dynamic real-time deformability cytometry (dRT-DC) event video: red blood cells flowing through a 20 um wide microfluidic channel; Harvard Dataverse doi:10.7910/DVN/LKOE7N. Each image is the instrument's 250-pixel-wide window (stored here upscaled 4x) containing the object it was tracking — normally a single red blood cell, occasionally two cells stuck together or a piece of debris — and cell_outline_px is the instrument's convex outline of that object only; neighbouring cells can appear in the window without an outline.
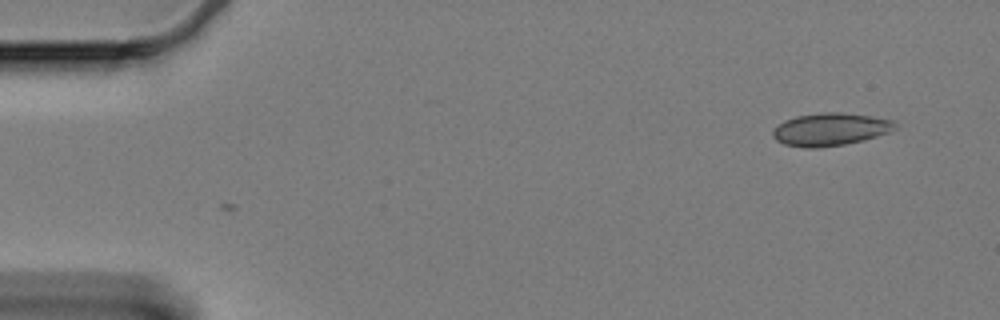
{"species": "Egyptian fruit bat (a non-hibernating species)", "species_latin": "Rousettus aegyptiacus", "temperature_condition": "cold", "stored_images_in_passage": 48, "camera_frame_rate_fps": 3000, "um_per_image_px": 0.085, "animal": {"sex": "female"}, "frame": {"image": 1, "passage_image": 1, "time_ms": 0.0, "image_size_px": [1000, 320], "cell_outline_px": [[896, 128], [888, 132], [864, 140], [844, 144], [816, 148], [804, 148], [784, 144], [776, 140], [772, 136], [772, 128], [784, 120], [796, 116], [824, 112], [840, 112], [872, 116], [896, 120]], "centroid_in_image_um": [70.55, 10.99], "position_along_channel_um": 14.4, "area_um2": 23.47}}
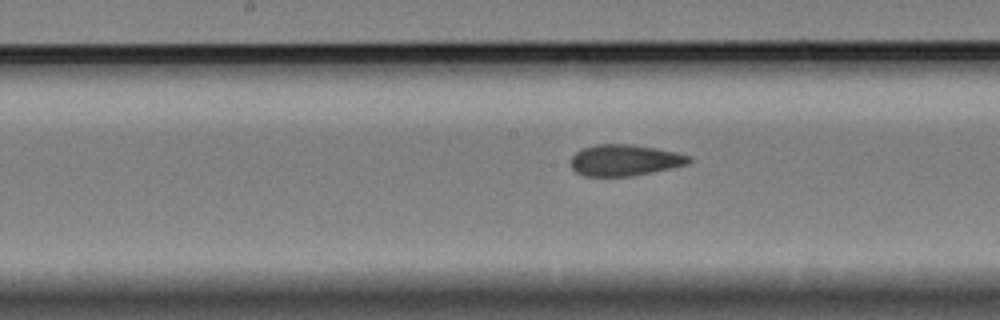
{"frame": {"image": 2, "passage_image": 27, "time_ms": 8.667, "image_size_px": [1000, 320], "cell_outline_px": [[692, 160], [688, 164], [672, 168], [632, 176], [584, 176], [576, 172], [572, 168], [572, 156], [576, 152], [584, 148], [596, 144], [632, 144], [656, 148], [676, 152], [692, 156]], "centroid_in_image_um": [53.14, 13.61], "position_along_channel_um": 195.1, "area_um2": 21.56}}
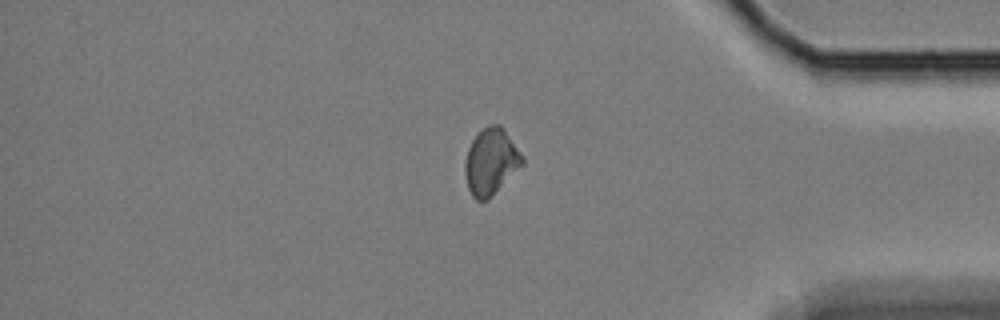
{"frame": {"image": 3, "passage_image": 47, "time_ms": 15.333, "image_size_px": [1000, 320], "cell_outline_px": [[524, 164], [488, 200], [476, 200], [472, 196], [468, 188], [464, 172], [464, 160], [468, 148], [472, 140], [488, 124], [500, 124], [504, 128], [524, 156]], "centroid_in_image_um": [41.74, 13.74], "position_along_channel_um": 393.5, "area_um2": 22.37}}